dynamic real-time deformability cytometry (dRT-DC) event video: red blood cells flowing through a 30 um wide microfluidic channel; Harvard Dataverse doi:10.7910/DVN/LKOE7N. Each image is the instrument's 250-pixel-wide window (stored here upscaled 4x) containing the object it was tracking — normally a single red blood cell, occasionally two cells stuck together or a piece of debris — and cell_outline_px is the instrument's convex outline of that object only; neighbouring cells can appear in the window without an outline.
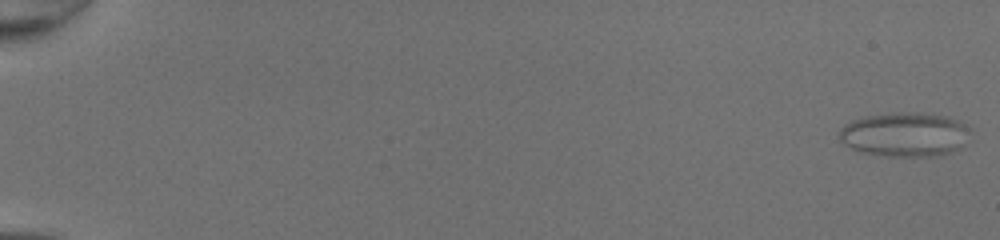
{"species": "common noctule bat (a hibernating species)", "species_latin": "Nyctalus noctula", "temperature_condition": "room temperature", "stored_images_in_passage": 51, "camera_frame_rate_fps": 3000, "um_per_image_px": 0.085, "animal": {"sex": "female", "body_mass_g": 20.0, "forearm_length_mm": 54.0}, "frame": {"image": 1, "passage_image": 1, "time_ms": 0.0, "image_size_px": [1000, 240], "cell_outline_px": [[972, 132], [960, 148], [952, 152], [936, 156], [884, 156], [860, 152], [844, 144], [840, 140], [836, 132], [844, 124], [852, 120], [864, 116], [896, 112], [932, 112], [948, 116], [960, 120], [972, 128]], "centroid_in_image_um": [76.94, 11.41], "position_along_channel_um": 8.1, "area_um2": 34.74}}
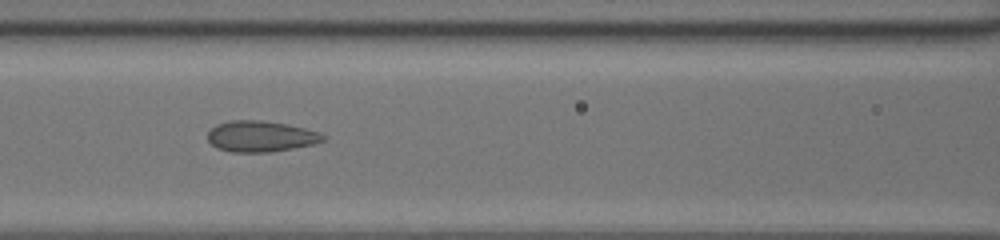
{"frame": {"image": 2, "passage_image": 25, "time_ms": 8.0, "image_size_px": [1000, 240], "cell_outline_px": [[328, 136], [324, 140], [312, 144], [272, 152], [232, 152], [216, 148], [208, 140], [208, 132], [216, 124], [228, 120], [264, 120], [288, 124], [320, 132]], "centroid_in_image_um": [22.16, 11.58], "position_along_channel_um": 144.4, "area_um2": 20.98}}
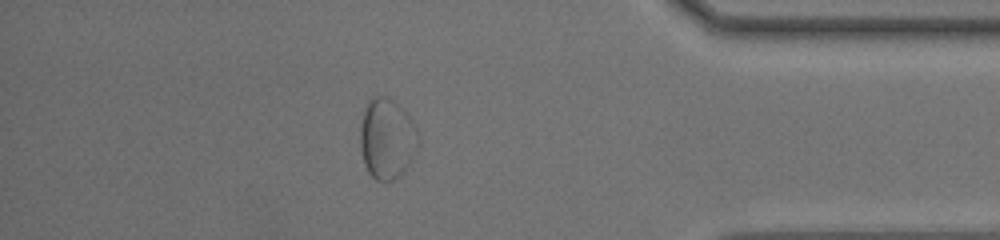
{"frame": {"image": 3, "passage_image": 45, "time_ms": 14.667, "image_size_px": [1000, 240], "cell_outline_px": [[420, 144], [416, 152], [408, 164], [392, 180], [376, 180], [368, 172], [364, 164], [360, 148], [360, 124], [364, 108], [368, 100], [372, 96], [384, 96], [392, 100], [416, 124], [420, 140]], "centroid_in_image_um": [32.88, 11.76], "position_along_channel_um": 402.3, "area_um2": 27.22}}